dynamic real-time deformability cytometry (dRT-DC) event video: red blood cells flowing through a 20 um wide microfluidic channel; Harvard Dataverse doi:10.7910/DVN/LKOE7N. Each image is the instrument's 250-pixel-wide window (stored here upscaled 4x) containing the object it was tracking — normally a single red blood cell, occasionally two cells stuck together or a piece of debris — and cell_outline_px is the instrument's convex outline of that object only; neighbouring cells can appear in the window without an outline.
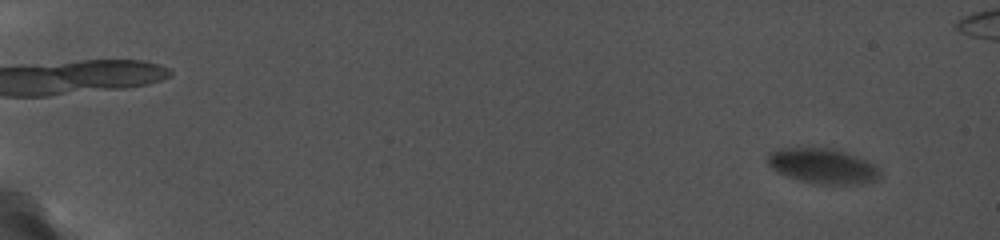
{"species": "common noctule bat (a hibernating species)", "species_latin": "Nyctalus noctula", "temperature_condition": "cold", "stored_images_in_passage": 35, "camera_frame_rate_fps": 5000, "um_per_image_px": 0.085, "animal": {"sex": "female", "body_mass_g": 19.0, "forearm_length_mm": 56.7}, "frame": {"image": 1, "passage_image": 4, "time_ms": 1.2, "image_size_px": [1000, 240], "cell_outline_px": [[884, 176], [880, 180], [860, 184], [816, 184], [800, 180], [776, 172], [768, 164], [768, 156], [772, 152], [788, 148], [828, 148], [844, 152], [856, 156], [876, 164], [880, 168]], "centroid_in_image_um": [70.04, 14.14], "position_along_channel_um": 15.0, "area_um2": 23.06}}
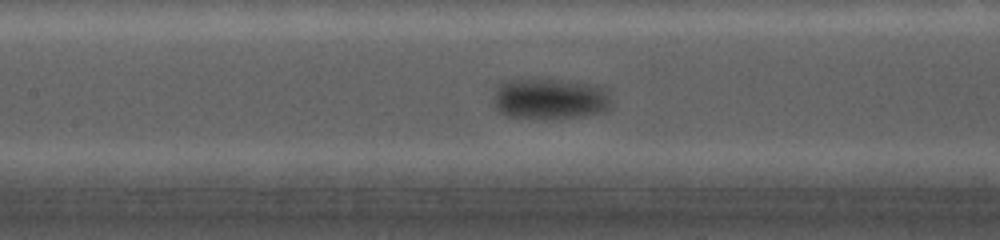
{"frame": {"image": 2, "passage_image": 22, "time_ms": 10.6, "image_size_px": [1000, 240], "cell_outline_px": [[608, 112], [588, 116], [544, 120], [508, 116], [500, 112], [496, 108], [496, 92], [508, 80], [552, 80], [572, 84], [588, 88], [600, 92], [608, 100]], "centroid_in_image_um": [46.64, 8.51], "position_along_channel_um": 160.8, "area_um2": 26.41}}
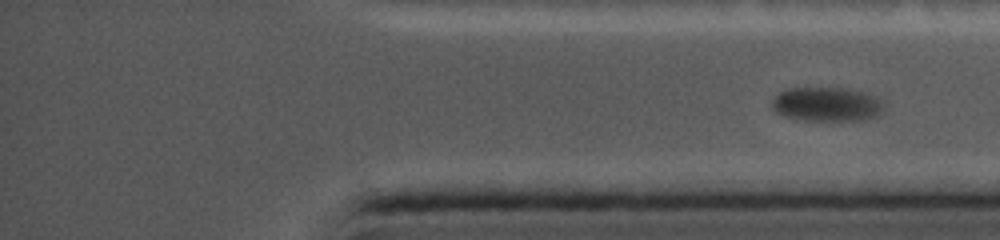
{"frame": {"image": 3, "passage_image": 35, "time_ms": 16.4, "image_size_px": [1000, 240], "cell_outline_px": [[880, 112], [876, 116], [864, 120], [804, 120], [784, 116], [776, 112], [772, 104], [772, 100], [780, 92], [788, 88], [840, 88], [864, 92], [880, 100]], "centroid_in_image_um": [70.22, 8.86], "position_along_channel_um": 365.0, "area_um2": 21.79}}